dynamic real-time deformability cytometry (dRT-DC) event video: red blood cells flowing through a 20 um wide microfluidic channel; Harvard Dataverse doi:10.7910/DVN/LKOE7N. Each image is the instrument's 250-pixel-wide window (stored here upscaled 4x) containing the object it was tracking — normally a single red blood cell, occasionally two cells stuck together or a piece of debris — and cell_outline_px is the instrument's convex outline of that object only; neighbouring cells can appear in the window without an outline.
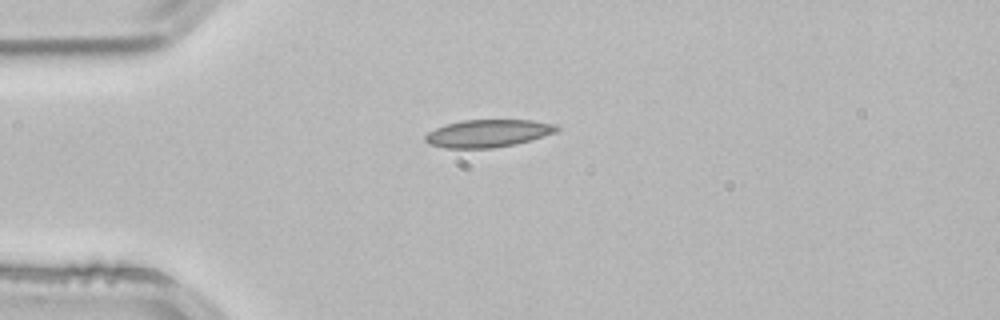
{"species": "common noctule bat (a hibernating species)", "species_latin": "Nyctalus noctula", "temperature_condition": "room temperature", "stored_images_in_passage": 1, "camera_frame_rate_fps": 3000, "um_per_image_px": 0.085, "animal": {"sex": "male", "body_mass_g": 21.5, "forearm_length_mm": 52.0}, "frame": {"image": 1, "passage_image": 1, "time_ms": 0.0, "image_size_px": [1000, 320], "cell_outline_px": [[560, 128], [556, 132], [516, 144], [492, 148], [444, 148], [428, 144], [424, 140], [424, 136], [428, 132], [444, 124], [460, 120], [532, 120], [556, 124]], "centroid_in_image_um": [41.44, 11.33], "position_along_channel_um": 43.6, "area_um2": 21.27}}